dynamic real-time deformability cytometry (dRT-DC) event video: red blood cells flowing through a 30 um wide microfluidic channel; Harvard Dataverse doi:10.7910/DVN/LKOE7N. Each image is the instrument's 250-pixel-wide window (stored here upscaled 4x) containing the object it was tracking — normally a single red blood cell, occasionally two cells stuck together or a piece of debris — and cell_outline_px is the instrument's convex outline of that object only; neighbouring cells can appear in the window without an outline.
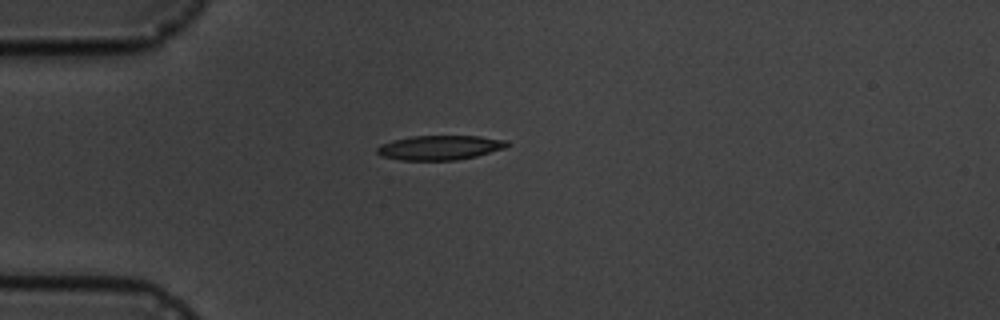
{"species": "common noctule bat (a hibernating species)", "species_latin": "Nyctalus noctula", "temperature_condition": "cold", "stored_images_in_passage": 4, "camera_frame_rate_fps": 3000, "um_per_image_px": 0.085, "animal": {"sex": "male", "body_mass_g": 19.5, "forearm_length_mm": 54.6}, "frame": {"image": 1, "passage_image": 1, "time_ms": 0.0, "image_size_px": [1000, 320], "cell_outline_px": [[512, 144], [504, 148], [476, 156], [456, 160], [400, 160], [380, 156], [376, 152], [376, 148], [380, 144], [392, 140], [412, 136], [480, 136], [508, 140]], "centroid_in_image_um": [37.38, 12.54], "position_along_channel_um": 47.6, "area_um2": 18.73}}
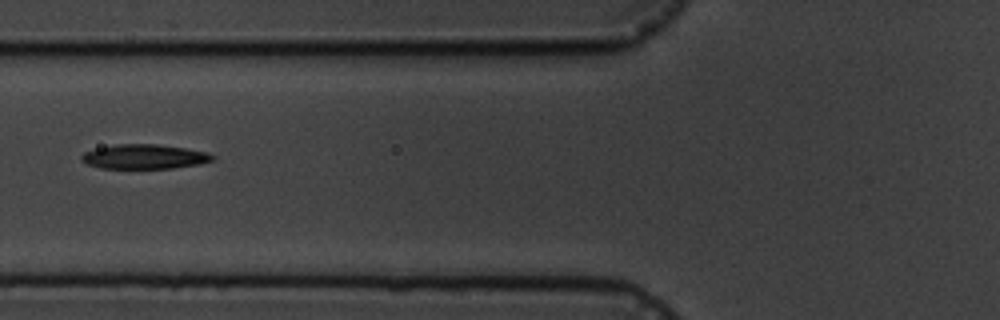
{"frame": {"image": 2, "passage_image": 3, "time_ms": 2.333, "image_size_px": [1000, 320], "cell_outline_px": [[216, 156], [212, 160], [200, 164], [172, 168], [100, 168], [88, 164], [80, 160], [80, 156], [84, 152], [96, 148], [116, 144], [156, 144], [184, 148], [208, 152]], "centroid_in_image_um": [12.26, 13.31], "position_along_channel_um": 113.5, "area_um2": 18.73}}
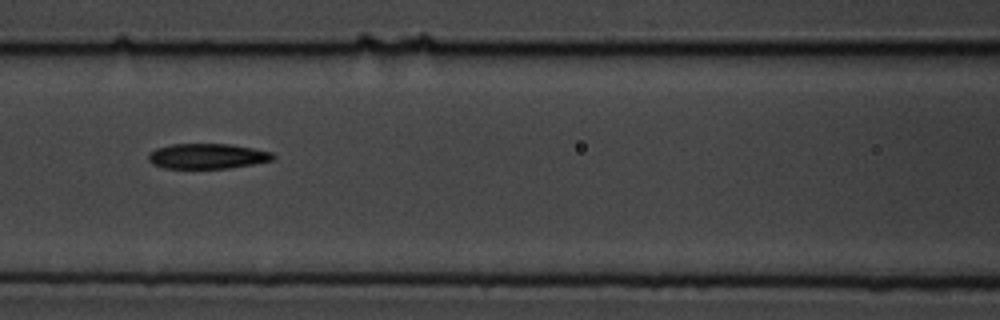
{"frame": {"image": 3, "passage_image": 4, "time_ms": 3.333, "image_size_px": [1000, 320], "cell_outline_px": [[276, 156], [272, 160], [252, 164], [228, 168], [164, 168], [152, 164], [148, 160], [148, 156], [156, 148], [172, 144], [232, 144], [272, 152]], "centroid_in_image_um": [17.62, 13.27], "position_along_channel_um": 149.0, "area_um2": 18.21}}